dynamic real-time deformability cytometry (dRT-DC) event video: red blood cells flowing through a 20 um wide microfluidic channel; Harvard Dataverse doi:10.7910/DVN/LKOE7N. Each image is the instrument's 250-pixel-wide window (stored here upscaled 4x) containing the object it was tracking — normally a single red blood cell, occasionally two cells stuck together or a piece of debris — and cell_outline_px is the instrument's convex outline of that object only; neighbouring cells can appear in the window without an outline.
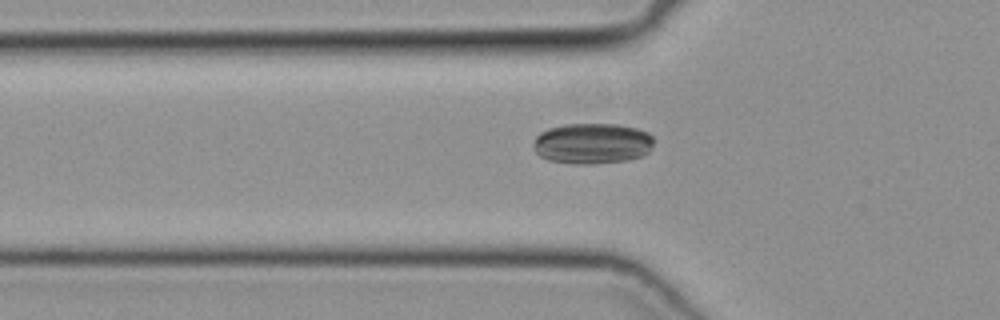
{"species": "common noctule bat (a hibernating species)", "species_latin": "Nyctalus noctula", "temperature_condition": "cold", "stored_images_in_passage": 50, "camera_frame_rate_fps": 3000, "um_per_image_px": 0.085, "animal": {"sex": "female", "body_mass_g": 19.3, "forearm_length_mm": 54.1}, "frame": {"image": 1, "passage_image": 17, "time_ms": 5.333, "image_size_px": [1000, 320], "cell_outline_px": [[656, 140], [652, 148], [644, 156], [628, 160], [592, 164], [572, 164], [548, 160], [540, 156], [532, 148], [532, 144], [536, 136], [540, 132], [548, 128], [564, 124], [616, 124], [636, 128], [648, 132]], "centroid_in_image_um": [50.35, 12.2], "position_along_channel_um": 75.4, "area_um2": 29.13}}
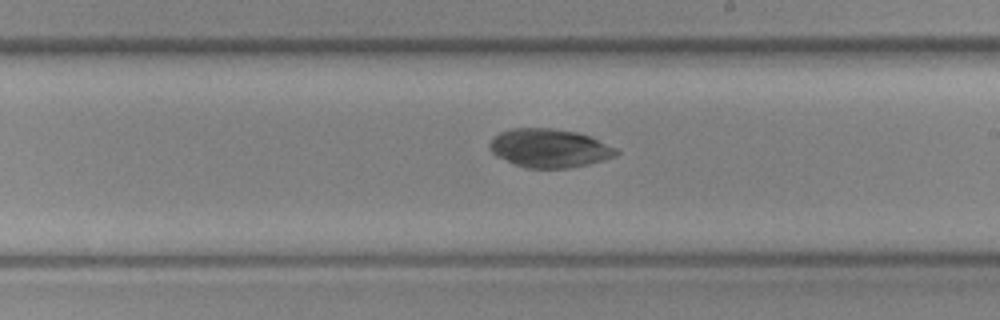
{"frame": {"image": 2, "passage_image": 29, "time_ms": 9.333, "image_size_px": [1000, 320], "cell_outline_px": [[620, 152], [616, 156], [588, 164], [568, 168], [528, 168], [516, 164], [496, 156], [492, 152], [488, 144], [492, 136], [500, 132], [512, 128], [552, 128], [576, 132], [592, 136], [616, 148]], "centroid_in_image_um": [46.7, 12.58], "position_along_channel_um": 242.3, "area_um2": 28.55}}
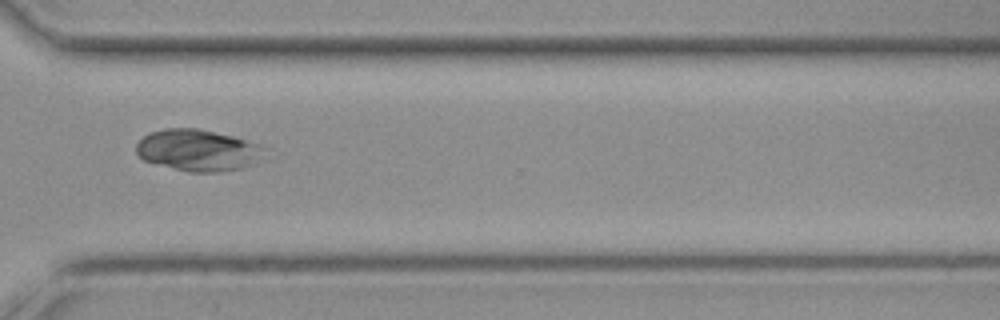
{"frame": {"image": 3, "passage_image": 37, "time_ms": 12.0, "image_size_px": [1000, 320], "cell_outline_px": [[268, 148], [252, 164], [244, 168], [220, 172], [188, 172], [144, 160], [136, 152], [136, 144], [144, 136], [152, 132], [164, 128], [200, 128], [232, 136], [260, 144]], "centroid_in_image_um": [16.84, 12.76], "position_along_channel_um": 353.8, "area_um2": 30.98}}